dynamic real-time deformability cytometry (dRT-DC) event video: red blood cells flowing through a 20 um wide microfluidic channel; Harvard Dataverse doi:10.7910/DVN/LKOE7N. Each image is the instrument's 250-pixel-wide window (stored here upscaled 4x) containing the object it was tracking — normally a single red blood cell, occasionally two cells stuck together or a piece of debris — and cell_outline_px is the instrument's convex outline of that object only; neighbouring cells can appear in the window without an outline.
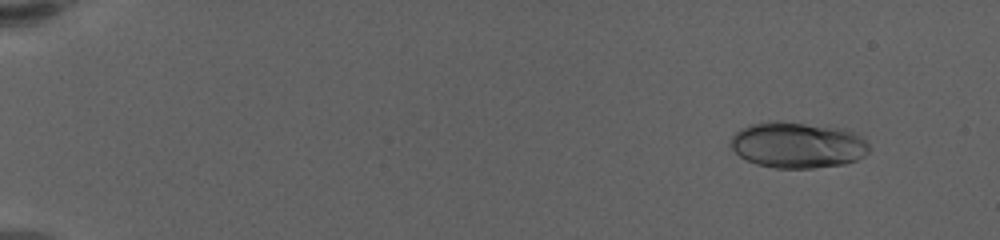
{"species": "human", "species_latin": "Homo sapiens", "temperature_condition": "warm", "stored_images_in_passage": 61, "camera_frame_rate_fps": 3000, "um_per_image_px": 0.085, "donor": {"sex": "female"}, "frame": {"image": 1, "passage_image": 6, "time_ms": 1.667, "image_size_px": [1000, 240], "cell_outline_px": [[868, 152], [864, 156], [856, 160], [844, 164], [812, 168], [776, 168], [756, 164], [740, 156], [728, 144], [732, 136], [740, 128], [748, 124], [772, 120], [776, 120], [844, 128], [852, 132], [864, 140], [868, 144]], "centroid_in_image_um": [67.75, 12.31], "position_along_channel_um": 17.2, "area_um2": 37.28}}
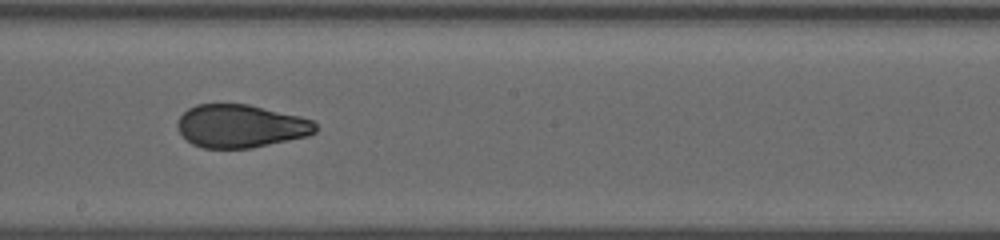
{"frame": {"image": 2, "passage_image": 37, "time_ms": 12.0, "image_size_px": [1000, 240], "cell_outline_px": [[320, 128], [316, 132], [308, 136], [252, 148], [204, 148], [192, 144], [180, 132], [176, 124], [180, 116], [188, 108], [196, 104], [248, 104], [300, 116], [312, 120]], "centroid_in_image_um": [20.48, 10.72], "position_along_channel_um": 227.7, "area_um2": 34.74}}
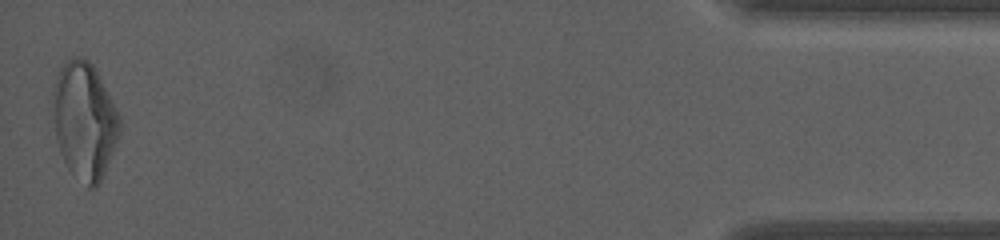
{"frame": {"image": 3, "passage_image": 61, "time_ms": 20.0, "image_size_px": [1000, 240], "cell_outline_px": [[120, 136], [104, 172], [96, 188], [88, 188], [68, 168], [60, 152], [56, 136], [52, 88], [56, 76], [60, 68], [72, 56], [84, 56], [92, 64], [116, 108], [120, 116]], "centroid_in_image_um": [7.18, 10.23], "position_along_channel_um": 428.0, "area_um2": 45.14}, "authors_computed_cell_mechanics": {"area_um2": 36.0094, "velocity_mm_per_s": 3.4778, "shape_relaxation_time_tau1_ms": 6.949, "shape_relaxation_time_tau2_ms": 1.042, "deformation_change_tau1": 0.2181, "deformation_change_tau2": 0.0697}}